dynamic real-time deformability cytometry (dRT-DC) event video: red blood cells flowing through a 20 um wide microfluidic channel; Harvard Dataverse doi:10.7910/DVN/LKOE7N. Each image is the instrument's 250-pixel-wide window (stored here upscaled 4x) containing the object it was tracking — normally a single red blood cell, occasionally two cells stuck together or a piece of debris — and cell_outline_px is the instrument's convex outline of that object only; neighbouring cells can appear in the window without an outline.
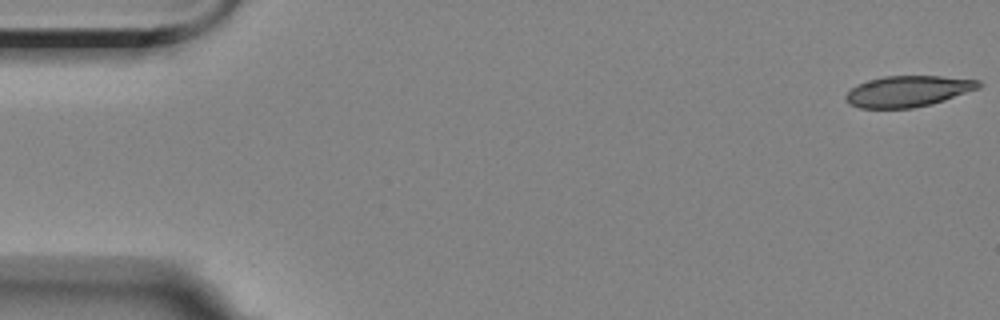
{"species": "Egyptian fruit bat (a non-hibernating species)", "species_latin": "Rousettus aegyptiacus", "temperature_condition": "room temperature", "stored_images_in_passage": 4, "camera_frame_rate_fps": 3000, "um_per_image_px": 0.085, "animal": {"sex": "female"}, "frame": {"image": 1, "passage_image": 1, "time_ms": 0.0, "image_size_px": [1000, 320], "cell_outline_px": [[984, 84], [980, 88], [932, 104], [912, 108], [860, 108], [848, 104], [844, 100], [844, 96], [856, 84], [868, 80], [884, 76], [940, 76], [980, 80]], "centroid_in_image_um": [77.17, 7.75], "position_along_channel_um": 7.8, "area_um2": 24.22}}